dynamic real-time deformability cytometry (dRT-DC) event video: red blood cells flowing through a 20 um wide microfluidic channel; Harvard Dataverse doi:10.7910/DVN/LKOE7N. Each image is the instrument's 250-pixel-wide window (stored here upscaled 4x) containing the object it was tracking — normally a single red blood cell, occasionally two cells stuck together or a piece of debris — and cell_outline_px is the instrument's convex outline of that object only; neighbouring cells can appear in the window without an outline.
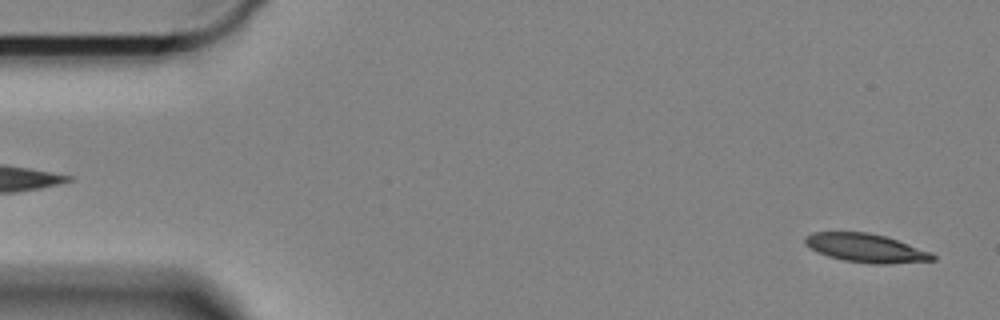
{"species": "Egyptian fruit bat (a non-hibernating species)", "species_latin": "Rousettus aegyptiacus", "temperature_condition": "cold", "stored_images_in_passage": 7, "camera_frame_rate_fps": 3000, "um_per_image_px": 0.085, "animal": {"sex": "female"}, "frame": {"image": 1, "passage_image": 2, "time_ms": 0.333, "image_size_px": [1000, 320], "cell_outline_px": [[936, 260], [888, 264], [872, 264], [844, 260], [828, 256], [816, 252], [804, 244], [804, 236], [812, 232], [868, 232], [884, 236], [896, 240], [928, 252], [936, 256]], "centroid_in_image_um": [73.52, 21.08], "position_along_channel_um": 11.5, "area_um2": 21.1}}